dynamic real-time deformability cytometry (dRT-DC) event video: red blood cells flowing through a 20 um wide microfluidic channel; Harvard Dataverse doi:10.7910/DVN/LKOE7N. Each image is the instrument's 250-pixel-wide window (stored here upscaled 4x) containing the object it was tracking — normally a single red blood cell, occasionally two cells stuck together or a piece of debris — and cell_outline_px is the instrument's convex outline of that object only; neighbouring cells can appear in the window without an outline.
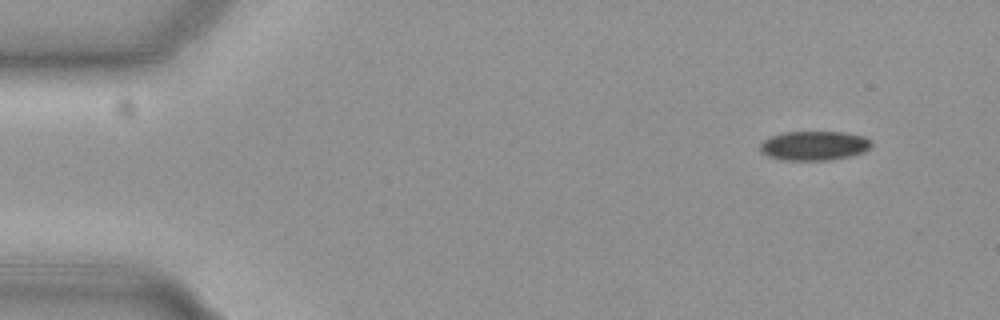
{"species": "common noctule bat (a hibernating species)", "species_latin": "Nyctalus noctula", "temperature_condition": "cold", "stored_images_in_passage": 24, "camera_frame_rate_fps": 3000, "um_per_image_px": 0.085, "animal": {"sex": "female", "body_mass_g": 19.3, "forearm_length_mm": 54.1}, "frame": {"image": 1, "passage_image": 1, "time_ms": 0.0, "image_size_px": [1000, 320], "cell_outline_px": [[872, 144], [864, 152], [832, 160], [784, 160], [768, 156], [760, 152], [760, 144], [764, 140], [772, 136], [784, 132], [840, 132], [864, 136]], "centroid_in_image_um": [69.17, 12.39], "position_along_channel_um": 15.8, "area_um2": 18.84}}
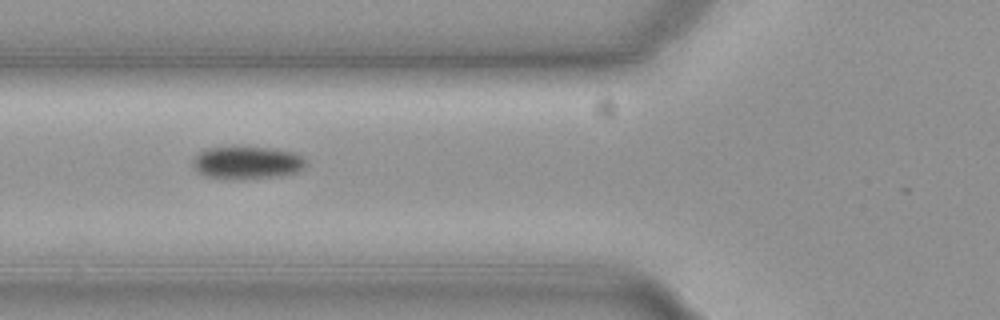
{"frame": {"image": 2, "passage_image": 17, "time_ms": 5.333, "image_size_px": [1000, 320], "cell_outline_px": [[308, 164], [304, 168], [296, 172], [280, 176], [244, 180], [240, 180], [204, 176], [196, 172], [192, 164], [192, 160], [204, 148], [232, 144], [272, 148], [296, 152], [308, 160]], "centroid_in_image_um": [20.99, 13.79], "position_along_channel_um": 104.8, "area_um2": 22.83}}
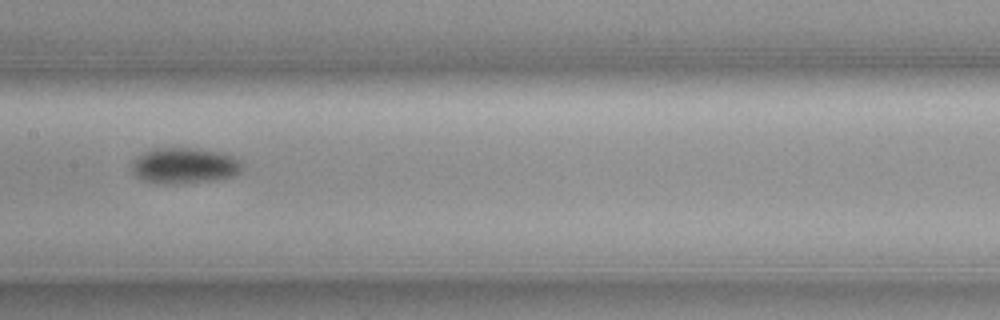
{"frame": {"image": 3, "passage_image": 24, "time_ms": 7.667, "image_size_px": [1000, 320], "cell_outline_px": [[244, 168], [236, 176], [212, 180], [180, 184], [160, 184], [144, 180], [136, 176], [132, 172], [132, 160], [144, 152], [152, 148], [196, 148], [220, 152], [232, 156]], "centroid_in_image_um": [15.65, 14.09], "position_along_channel_um": 191.8, "area_um2": 23.18}}